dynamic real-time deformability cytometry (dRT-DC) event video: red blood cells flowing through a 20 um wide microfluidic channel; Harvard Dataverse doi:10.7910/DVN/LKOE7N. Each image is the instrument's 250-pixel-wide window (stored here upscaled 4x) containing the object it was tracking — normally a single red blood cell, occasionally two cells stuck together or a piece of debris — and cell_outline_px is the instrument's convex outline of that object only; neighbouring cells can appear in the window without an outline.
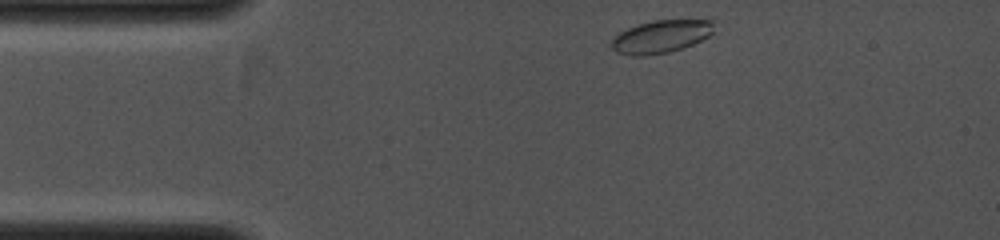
{"species": "common noctule bat (a hibernating species)", "species_latin": "Nyctalus noctula", "temperature_condition": "cold", "stored_images_in_passage": 6, "camera_frame_rate_fps": 4000, "um_per_image_px": 0.085, "animal": {"sex": "female", "body_mass_g": 19.0, "forearm_length_mm": 53.3}, "frame": {"image": 1, "passage_image": 1, "time_ms": 0.0, "image_size_px": [1000, 240], "cell_outline_px": [[712, 32], [708, 36], [692, 44], [668, 52], [644, 56], [632, 56], [616, 52], [612, 48], [612, 40], [620, 32], [628, 28], [652, 20], [712, 20]], "centroid_in_image_um": [56.14, 3.11], "position_along_channel_um": 28.9, "area_um2": 19.19}}
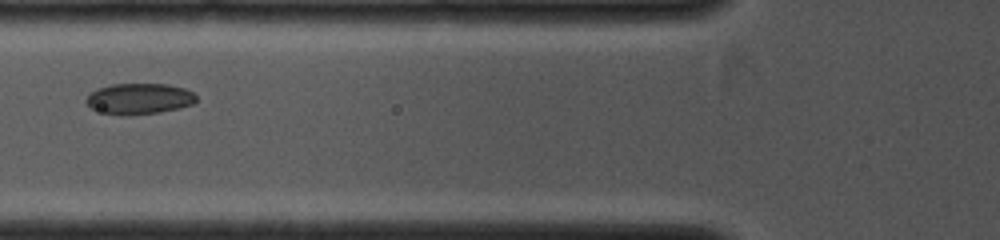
{"frame": {"image": 2, "passage_image": 5, "time_ms": 2.5, "image_size_px": [1000, 240], "cell_outline_px": [[196, 100], [192, 104], [180, 108], [160, 112], [128, 116], [120, 116], [104, 112], [92, 108], [84, 100], [96, 88], [112, 84], [168, 84], [184, 88], [196, 92]], "centroid_in_image_um": [11.86, 8.39], "position_along_channel_um": 113.9, "area_um2": 20.0}}